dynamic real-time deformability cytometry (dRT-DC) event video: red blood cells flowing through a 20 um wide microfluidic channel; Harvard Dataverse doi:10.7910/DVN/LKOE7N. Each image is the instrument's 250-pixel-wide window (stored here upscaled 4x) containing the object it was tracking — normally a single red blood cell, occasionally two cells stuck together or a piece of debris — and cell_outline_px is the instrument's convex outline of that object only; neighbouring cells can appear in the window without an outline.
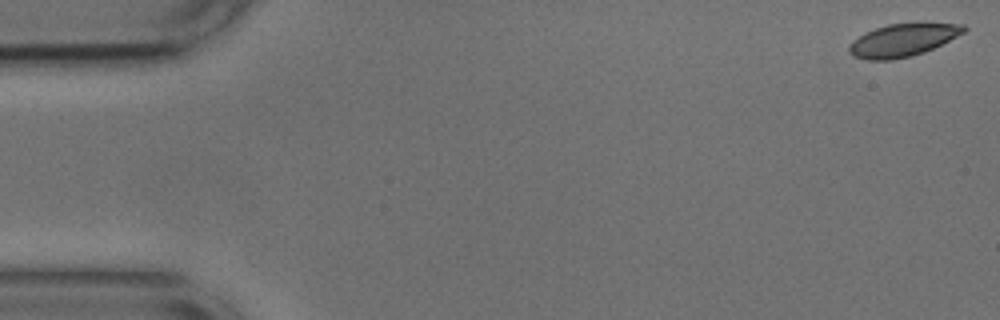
{"species": "common noctule bat (a hibernating species)", "species_latin": "Nyctalus noctula", "temperature_condition": "cold", "stored_images_in_passage": 36, "camera_frame_rate_fps": 3000, "um_per_image_px": 0.085, "animal": {"sex": "male", "body_mass_g": 17.9, "forearm_length_mm": 54.2}, "frame": {"image": 1, "passage_image": 1, "time_ms": 0.0, "image_size_px": [1000, 320], "cell_outline_px": [[968, 28], [964, 32], [924, 52], [912, 56], [892, 60], [868, 60], [856, 56], [848, 52], [848, 48], [852, 40], [864, 32], [888, 24], [916, 20], [964, 24]], "centroid_in_image_um": [76.77, 3.35], "position_along_channel_um": 8.2, "area_um2": 22.54}}
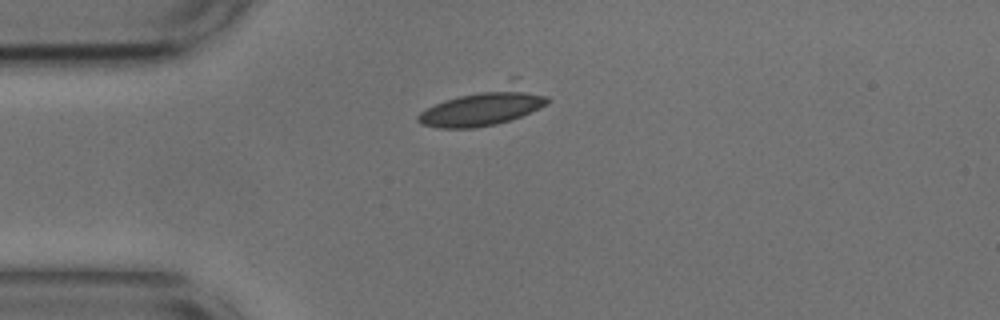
{"frame": {"image": 2, "passage_image": 13, "time_ms": 4.0, "image_size_px": [1000, 320], "cell_outline_px": [[552, 100], [548, 104], [520, 116], [496, 124], [476, 128], [440, 128], [420, 124], [416, 120], [416, 116], [420, 112], [444, 100], [508, 76], [516, 76], [548, 96]], "centroid_in_image_um": [41.25, 8.95], "position_along_channel_um": 43.7, "area_um2": 29.77}}
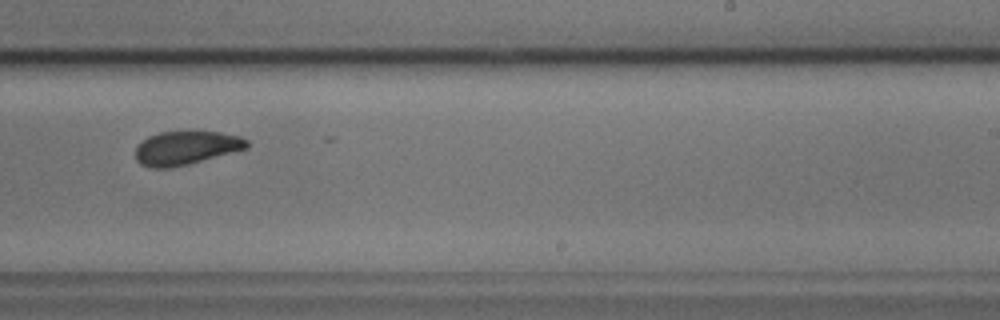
{"frame": {"image": 3, "passage_image": 33, "time_ms": 10.667, "image_size_px": [1000, 320], "cell_outline_px": [[248, 148], [188, 164], [172, 168], [148, 168], [140, 164], [136, 160], [136, 148], [148, 136], [160, 132], [220, 132], [240, 136], [248, 140]], "centroid_in_image_um": [15.81, 12.58], "position_along_channel_um": 273.2, "area_um2": 21.73}}